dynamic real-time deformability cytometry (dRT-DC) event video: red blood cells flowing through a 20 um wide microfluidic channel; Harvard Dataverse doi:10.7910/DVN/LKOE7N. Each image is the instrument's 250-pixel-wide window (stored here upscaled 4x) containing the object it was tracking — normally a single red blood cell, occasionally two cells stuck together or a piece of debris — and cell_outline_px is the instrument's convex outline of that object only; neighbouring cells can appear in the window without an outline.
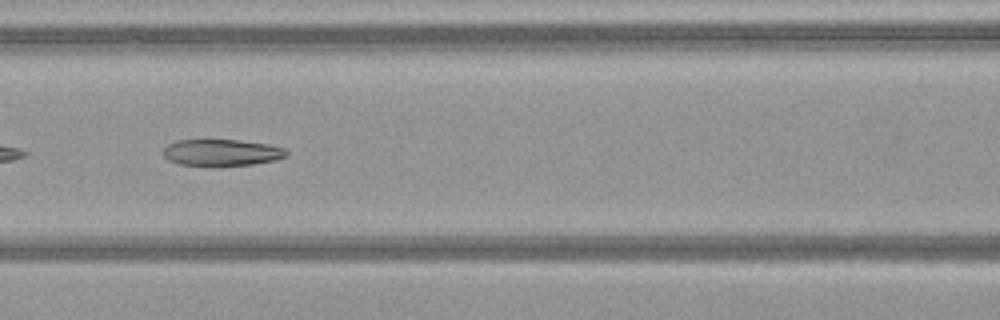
{"species": "common noctule bat (a hibernating species)", "species_latin": "Nyctalus noctula", "temperature_condition": "warm", "stored_images_in_passage": 50, "camera_frame_rate_fps": 3000, "um_per_image_px": 0.085, "animal": {"sex": "female", "body_mass_g": 21.9}, "frame": {"image": 1, "passage_image": 22, "time_ms": 7.0, "image_size_px": [1000, 320], "cell_outline_px": [[288, 156], [276, 160], [252, 164], [216, 168], [212, 168], [180, 164], [168, 160], [160, 152], [168, 144], [176, 140], [240, 140], [268, 144], [284, 148], [288, 152]], "centroid_in_image_um": [18.81, 13.0], "position_along_channel_um": 147.8, "area_um2": 19.83}, "authors_computed_cell_mechanics": {"area_um2": 22.3686, "velocity_mm_per_s": 4.074, "shape_relaxation_time_tau1_ms": null, "shape_relaxation_time_tau2_ms": 2.5949, "deformation_change_tau1": null, "deformation_change_tau2": 0.1032}}